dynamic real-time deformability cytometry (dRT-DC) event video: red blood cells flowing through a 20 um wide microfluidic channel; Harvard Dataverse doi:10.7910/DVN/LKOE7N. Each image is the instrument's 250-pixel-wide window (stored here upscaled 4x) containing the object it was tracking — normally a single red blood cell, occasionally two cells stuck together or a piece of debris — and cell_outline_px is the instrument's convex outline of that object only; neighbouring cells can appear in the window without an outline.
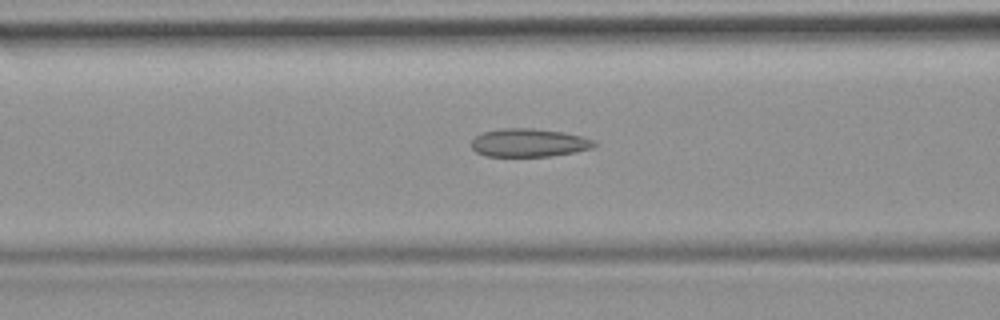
{"species": "common noctule bat (a hibernating species)", "species_latin": "Nyctalus noctula", "temperature_condition": "room temperature", "stored_images_in_passage": 40, "camera_frame_rate_fps": 3000, "um_per_image_px": 0.085, "animal": {"sex": "female", "body_mass_g": 19.9}, "frame": {"image": 1, "passage_image": 9, "time_ms": 2.667, "image_size_px": [1000, 320], "cell_outline_px": [[600, 144], [592, 148], [576, 152], [552, 156], [484, 156], [476, 152], [472, 148], [472, 140], [480, 132], [504, 128], [532, 128], [564, 132], [596, 140]], "centroid_in_image_um": [44.99, 12.13], "position_along_channel_um": 121.6, "area_um2": 20.46}}
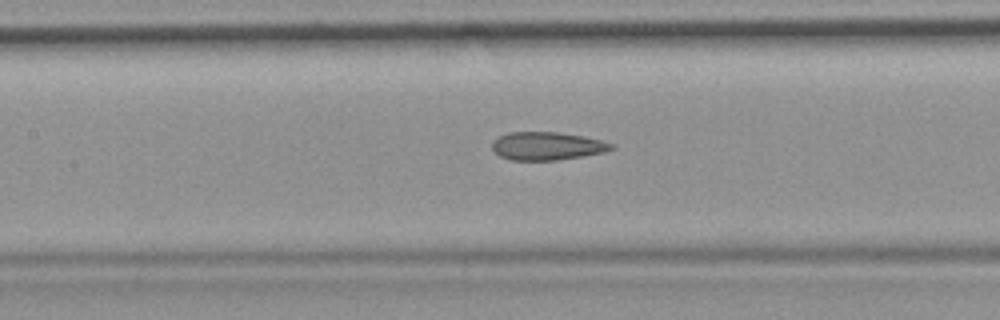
{"frame": {"image": 2, "passage_image": 12, "time_ms": 3.667, "image_size_px": [1000, 320], "cell_outline_px": [[616, 148], [604, 152], [556, 160], [512, 160], [500, 156], [492, 148], [492, 140], [508, 132], [560, 132], [584, 136], [616, 144]], "centroid_in_image_um": [46.52, 12.4], "position_along_channel_um": 160.9, "area_um2": 19.54}}
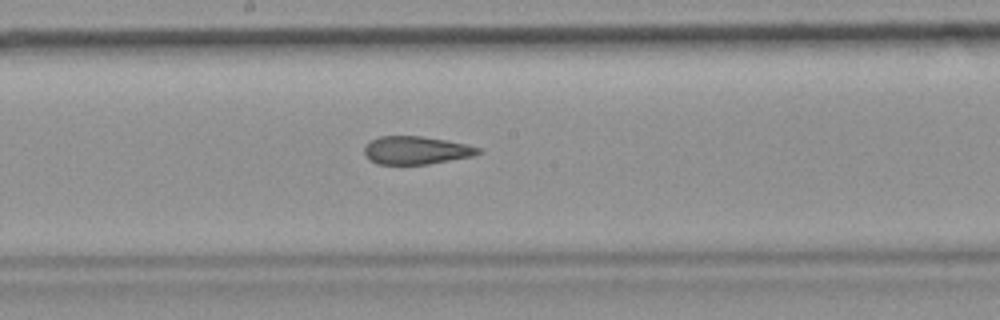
{"frame": {"image": 3, "passage_image": 16, "time_ms": 5.0, "image_size_px": [1000, 320], "cell_outline_px": [[484, 152], [472, 156], [428, 164], [376, 164], [368, 160], [364, 156], [364, 148], [372, 140], [380, 136], [420, 136], [468, 144], [480, 148]], "centroid_in_image_um": [35.37, 12.78], "position_along_channel_um": 212.8, "area_um2": 18.61}, "authors_computed_cell_mechanics": {"area_um2": 20.0566, "velocity_mm_per_s": 3.9101, "shape_relaxation_time_tau1_ms": null, "shape_relaxation_time_tau2_ms": 2.1021, "deformation_change_tau1": null, "deformation_change_tau2": 0.1112}}